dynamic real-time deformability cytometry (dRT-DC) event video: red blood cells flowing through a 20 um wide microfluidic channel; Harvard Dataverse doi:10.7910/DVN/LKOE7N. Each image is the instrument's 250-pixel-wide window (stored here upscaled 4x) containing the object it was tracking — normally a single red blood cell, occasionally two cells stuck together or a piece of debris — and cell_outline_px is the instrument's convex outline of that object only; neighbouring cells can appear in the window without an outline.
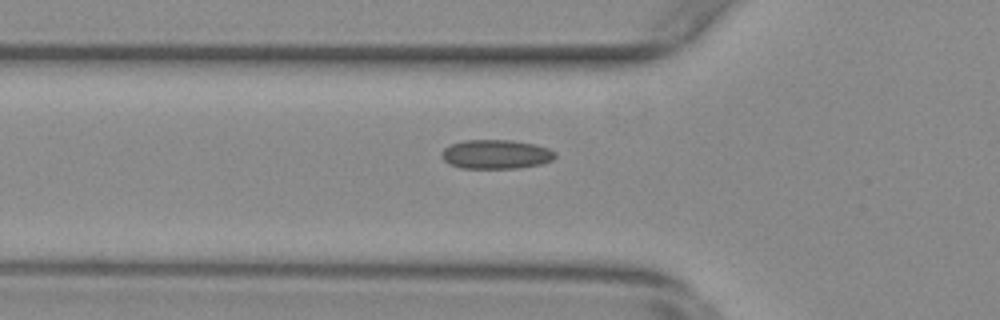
{"species": "common noctule bat (a hibernating species)", "species_latin": "Nyctalus noctula", "temperature_condition": "warm", "stored_images_in_passage": 27, "camera_frame_rate_fps": 3000, "um_per_image_px": 0.085, "animal": {"sex": "female", "body_mass_g": 29.2, "forearm_length_mm": 56.3}, "frame": {"image": 1, "passage_image": 2, "time_ms": 0.333, "image_size_px": [1000, 320], "cell_outline_px": [[556, 156], [552, 160], [540, 164], [520, 168], [460, 168], [448, 164], [440, 156], [440, 152], [444, 148], [452, 144], [464, 140], [512, 140], [536, 144], [548, 148], [556, 152]], "centroid_in_image_um": [42.14, 13.11], "position_along_channel_um": 83.7, "area_um2": 19.48}}
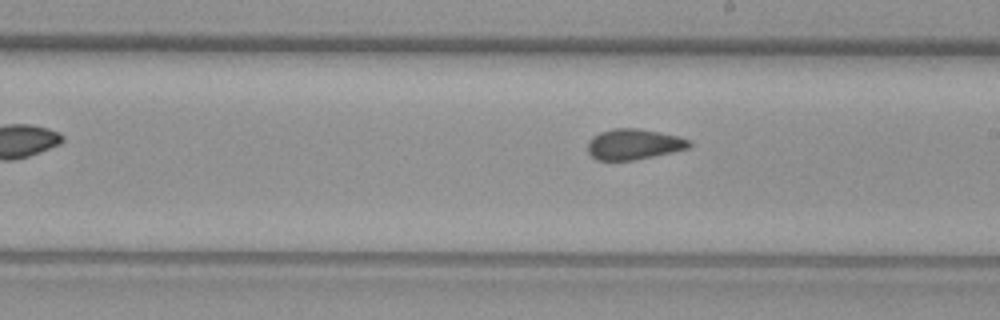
{"frame": {"image": 2, "passage_image": 14, "time_ms": 4.333, "image_size_px": [1000, 320], "cell_outline_px": [[692, 144], [688, 148], [672, 152], [632, 160], [596, 160], [588, 152], [588, 140], [592, 136], [600, 132], [612, 128], [640, 128], [680, 136], [692, 140]], "centroid_in_image_um": [53.88, 12.24], "position_along_channel_um": 235.1, "area_um2": 18.26}}
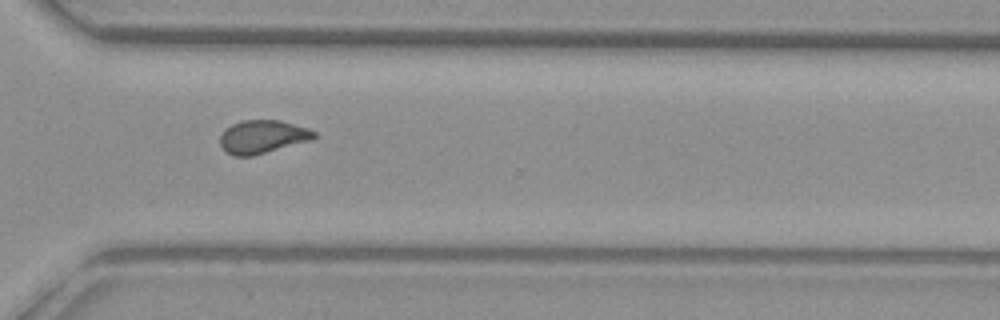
{"frame": {"image": 3, "passage_image": 23, "time_ms": 7.333, "image_size_px": [1000, 320], "cell_outline_px": [[316, 136], [312, 140], [252, 156], [236, 156], [224, 152], [220, 144], [220, 136], [224, 128], [240, 120], [280, 120], [308, 128], [316, 132]], "centroid_in_image_um": [22.29, 11.62], "position_along_channel_um": 348.3, "area_um2": 18.38}}